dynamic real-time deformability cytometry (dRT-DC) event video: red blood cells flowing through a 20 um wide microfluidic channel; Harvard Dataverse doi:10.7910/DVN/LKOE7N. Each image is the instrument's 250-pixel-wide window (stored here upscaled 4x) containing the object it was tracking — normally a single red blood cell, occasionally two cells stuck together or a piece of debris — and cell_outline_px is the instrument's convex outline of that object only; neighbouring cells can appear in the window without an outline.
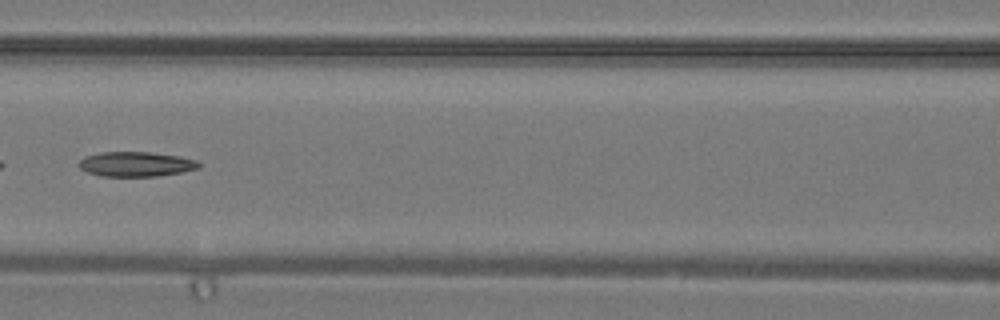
{"species": "common noctule bat (a hibernating species)", "species_latin": "Nyctalus noctula", "temperature_condition": "warm", "stored_images_in_passage": 30, "camera_frame_rate_fps": 3000, "um_per_image_px": 0.085, "animal": {"sex": "male", "body_mass_g": 19.2, "forearm_length_mm": 51.8}, "frame": {"image": 1, "passage_image": 9, "time_ms": 2.667, "image_size_px": [1000, 320], "cell_outline_px": [[200, 168], [180, 172], [156, 176], [100, 176], [88, 172], [80, 168], [76, 164], [84, 156], [100, 152], [148, 152], [180, 156], [196, 160], [200, 164]], "centroid_in_image_um": [11.52, 13.94], "position_along_channel_um": 155.1, "area_um2": 17.34}}
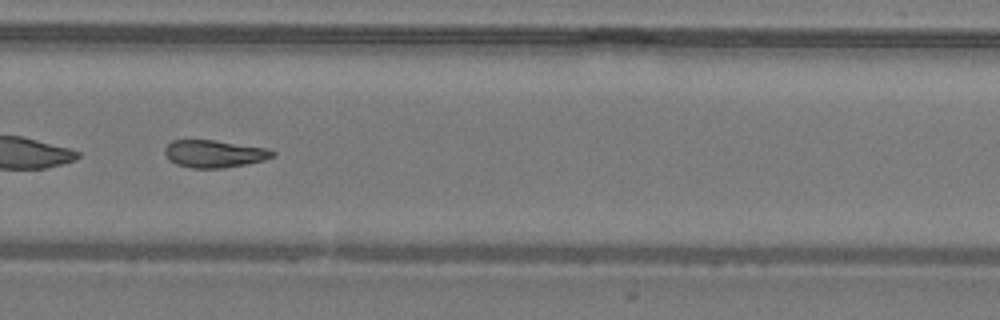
{"frame": {"image": 2, "passage_image": 18, "time_ms": 5.667, "image_size_px": [1000, 320], "cell_outline_px": [[276, 156], [264, 160], [224, 168], [192, 168], [176, 164], [168, 160], [164, 152], [164, 148], [172, 140], [212, 140], [268, 148], [276, 152]], "centroid_in_image_um": [18.21, 13.07], "position_along_channel_um": 311.6, "area_um2": 17.28}}